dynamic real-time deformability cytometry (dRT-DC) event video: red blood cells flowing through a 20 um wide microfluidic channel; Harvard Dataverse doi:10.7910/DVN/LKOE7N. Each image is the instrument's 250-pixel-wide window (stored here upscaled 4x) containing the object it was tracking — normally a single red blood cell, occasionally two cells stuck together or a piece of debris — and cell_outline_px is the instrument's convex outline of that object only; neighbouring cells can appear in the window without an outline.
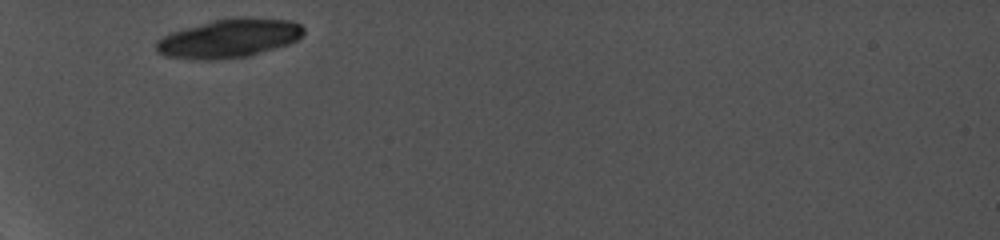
{"species": "common noctule bat (a hibernating species)", "species_latin": "Nyctalus noctula", "temperature_condition": "cold", "stored_images_in_passage": 2, "camera_frame_rate_fps": 5000, "um_per_image_px": 0.085, "animal": {"sex": "female", "body_mass_g": 19.0, "forearm_length_mm": 56.7}, "frame": {"image": 1, "passage_image": 1, "time_ms": 0.0, "image_size_px": [1000, 240], "cell_outline_px": [[304, 32], [296, 40], [288, 44], [248, 56], [212, 60], [192, 60], [164, 56], [156, 48], [156, 44], [164, 36], [172, 32], [184, 28], [212, 20], [244, 16], [292, 20], [300, 24], [304, 28]], "centroid_in_image_um": [19.49, 3.25], "position_along_channel_um": 65.5, "area_um2": 33.29}}